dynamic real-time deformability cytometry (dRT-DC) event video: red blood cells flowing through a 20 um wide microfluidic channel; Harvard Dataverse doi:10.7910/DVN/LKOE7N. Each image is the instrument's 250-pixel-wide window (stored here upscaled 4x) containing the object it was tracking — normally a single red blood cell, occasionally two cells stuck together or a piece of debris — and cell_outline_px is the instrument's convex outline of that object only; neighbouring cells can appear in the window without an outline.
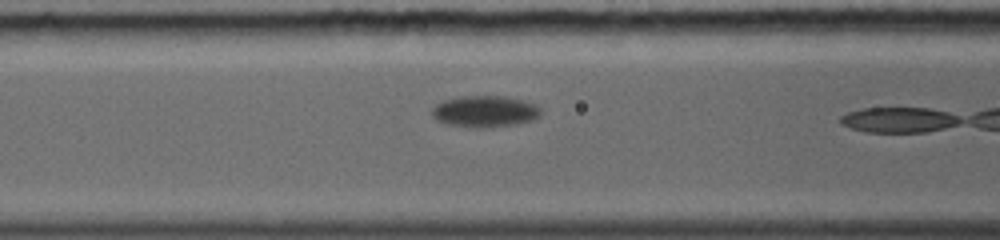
{"species": "common noctule bat (a hibernating species)", "species_latin": "Nyctalus noctula", "temperature_condition": "warm", "stored_images_in_passage": 7, "camera_frame_rate_fps": 5000, "um_per_image_px": 0.085, "animal": {"sex": "female", "body_mass_g": 19.0, "forearm_length_mm": 56.7}, "frame": {"image": 1, "passage_image": 4, "time_ms": 1.8, "image_size_px": [1000, 240], "cell_outline_px": [[540, 116], [532, 120], [516, 124], [452, 124], [436, 120], [432, 116], [432, 108], [436, 104], [444, 100], [460, 96], [504, 96], [536, 104], [540, 108]], "centroid_in_image_um": [41.22, 9.4], "position_along_channel_um": 125.4, "area_um2": 18.79}}